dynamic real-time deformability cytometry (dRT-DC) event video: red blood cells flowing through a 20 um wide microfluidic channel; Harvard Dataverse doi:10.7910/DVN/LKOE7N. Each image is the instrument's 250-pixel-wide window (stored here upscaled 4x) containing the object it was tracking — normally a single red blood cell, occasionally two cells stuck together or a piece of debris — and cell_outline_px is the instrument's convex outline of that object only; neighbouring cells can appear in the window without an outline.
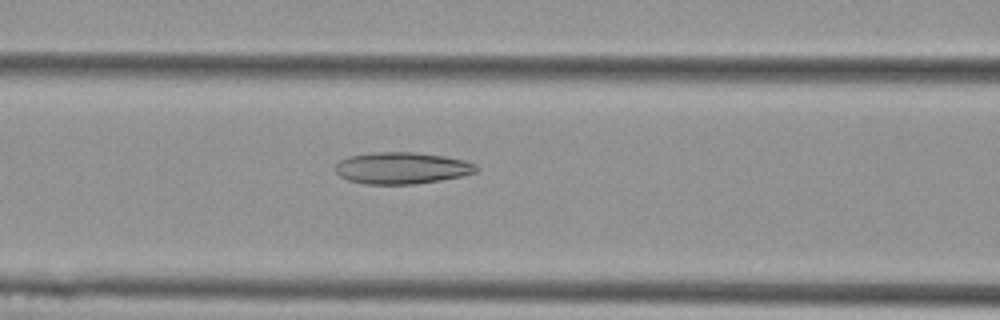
{"species": "Egyptian fruit bat (a non-hibernating species)", "species_latin": "Rousettus aegyptiacus", "temperature_condition": "cold", "stored_images_in_passage": 53, "camera_frame_rate_fps": 3000, "um_per_image_px": 0.085, "animal": {"sex": "female"}, "frame": {"image": 1, "passage_image": 22, "time_ms": 7.0, "image_size_px": [1000, 320], "cell_outline_px": [[480, 168], [476, 172], [460, 176], [440, 180], [412, 184], [364, 184], [348, 180], [340, 176], [336, 172], [336, 164], [340, 160], [348, 156], [372, 152], [416, 152], [444, 156], [464, 160], [476, 164]], "centroid_in_image_um": [34.15, 14.28], "position_along_channel_um": 132.5, "area_um2": 26.07}}
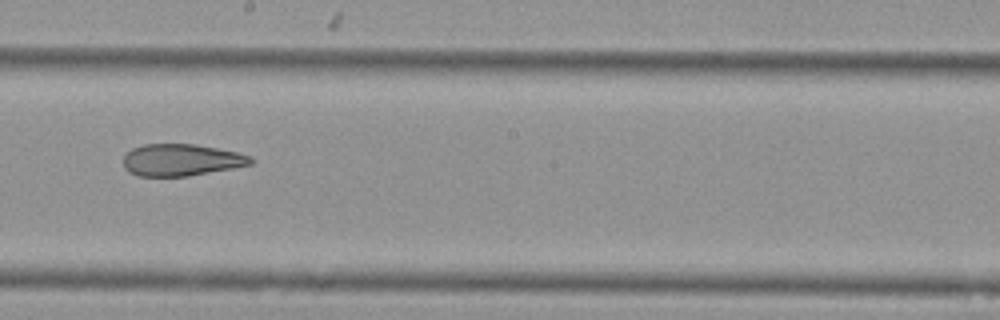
{"frame": {"image": 2, "passage_image": 30, "time_ms": 9.667, "image_size_px": [1000, 320], "cell_outline_px": [[256, 160], [252, 164], [232, 168], [188, 176], [140, 176], [128, 172], [124, 168], [124, 156], [132, 148], [144, 144], [196, 144], [236, 152], [252, 156]], "centroid_in_image_um": [15.42, 13.59], "position_along_channel_um": 232.8, "area_um2": 23.7}}
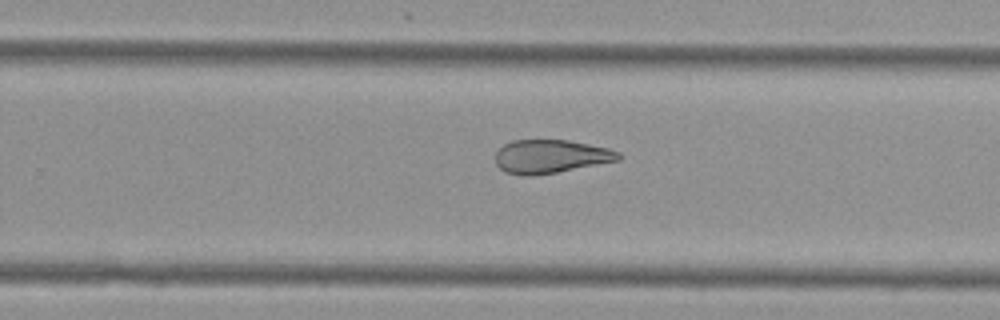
{"frame": {"image": 3, "passage_image": 34, "time_ms": 11.0, "image_size_px": [1000, 320], "cell_outline_px": [[620, 160], [556, 172], [532, 176], [524, 176], [504, 172], [496, 164], [496, 152], [504, 144], [512, 140], [568, 140], [608, 148], [620, 152]], "centroid_in_image_um": [46.78, 13.3], "position_along_channel_um": 283.0, "area_um2": 23.93}, "authors_computed_cell_mechanics": {"area_um2": 29.9982, "velocity_mm_per_s": 3.7781, "shape_relaxation_time_tau1_ms": null, "shape_relaxation_time_tau2_ms": 3.7185, "deformation_change_tau1": null, "deformation_change_tau2": 0.1233}}